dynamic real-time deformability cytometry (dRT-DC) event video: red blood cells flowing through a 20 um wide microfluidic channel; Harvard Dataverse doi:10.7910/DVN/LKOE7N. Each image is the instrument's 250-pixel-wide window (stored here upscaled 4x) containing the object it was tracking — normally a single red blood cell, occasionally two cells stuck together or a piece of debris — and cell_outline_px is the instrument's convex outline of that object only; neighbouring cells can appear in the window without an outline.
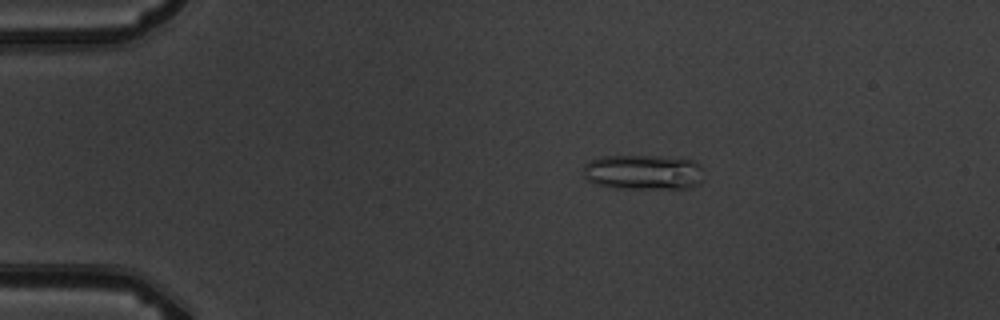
{"species": "common noctule bat (a hibernating species)", "species_latin": "Nyctalus noctula", "temperature_condition": "warm", "stored_images_in_passage": 6, "camera_frame_rate_fps": 3000, "um_per_image_px": 0.085, "animal": {"sex": "male", "body_mass_g": 19.5, "forearm_length_mm": 54.6}, "frame": {"image": 1, "passage_image": 3, "time_ms": 3.333, "image_size_px": [1000, 320], "cell_outline_px": [[704, 180], [700, 184], [688, 188], [612, 188], [596, 184], [588, 180], [584, 176], [584, 164], [588, 160], [600, 156], [660, 156], [692, 160], [700, 164]], "centroid_in_image_um": [54.68, 14.63], "position_along_channel_um": 30.3, "area_um2": 24.91}}
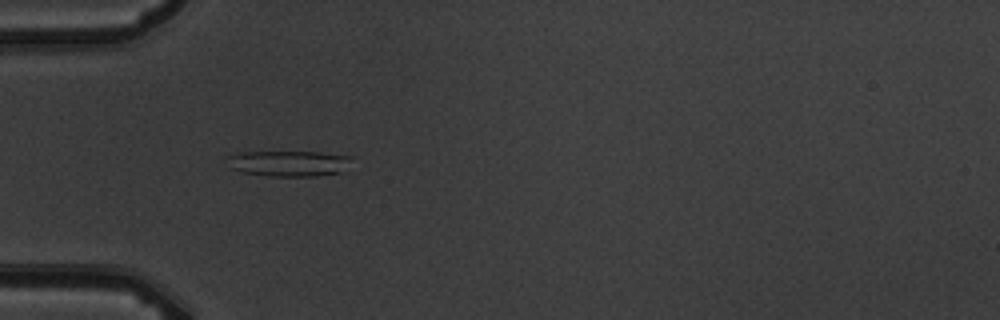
{"frame": {"image": 2, "passage_image": 5, "time_ms": 5.667, "image_size_px": [1000, 320], "cell_outline_px": [[352, 156], [340, 172], [316, 176], [268, 176], [244, 172], [228, 168], [228, 156], [240, 152], [320, 152]], "centroid_in_image_um": [24.48, 13.88], "position_along_channel_um": 60.5, "area_um2": 18.44}}
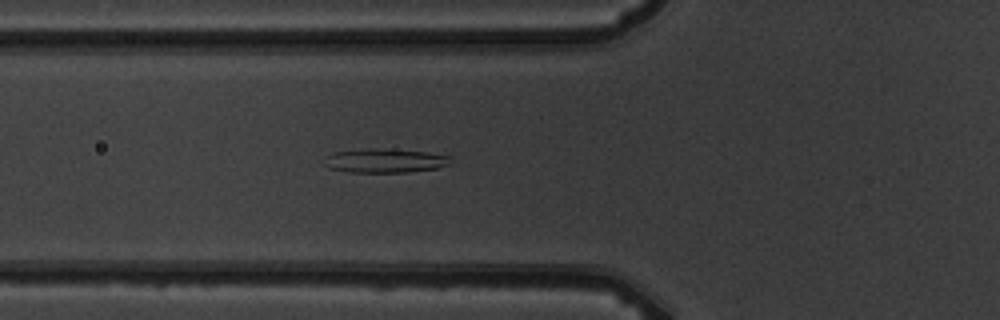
{"frame": {"image": 3, "passage_image": 6, "time_ms": 6.667, "image_size_px": [1000, 320], "cell_outline_px": [[452, 156], [448, 164], [436, 168], [408, 172], [348, 172], [328, 168], [324, 164], [324, 156], [332, 152], [368, 148], [372, 148], [424, 152]], "centroid_in_image_um": [32.63, 13.66], "position_along_channel_um": 93.2, "area_um2": 17.63}}